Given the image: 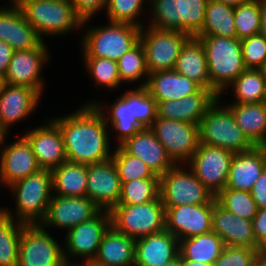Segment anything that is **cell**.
<instances>
[{"mask_svg": "<svg viewBox=\"0 0 266 266\" xmlns=\"http://www.w3.org/2000/svg\"><path fill=\"white\" fill-rule=\"evenodd\" d=\"M72 113L51 118L62 132L67 161L94 164L112 158L109 127L94 104H83Z\"/></svg>", "mask_w": 266, "mask_h": 266, "instance_id": "cell-1", "label": "cell"}, {"mask_svg": "<svg viewBox=\"0 0 266 266\" xmlns=\"http://www.w3.org/2000/svg\"><path fill=\"white\" fill-rule=\"evenodd\" d=\"M10 197H14L12 208L0 207V210L15 221L25 225L40 224L46 216L48 205L53 196L52 172L39 170L10 185Z\"/></svg>", "mask_w": 266, "mask_h": 266, "instance_id": "cell-2", "label": "cell"}, {"mask_svg": "<svg viewBox=\"0 0 266 266\" xmlns=\"http://www.w3.org/2000/svg\"><path fill=\"white\" fill-rule=\"evenodd\" d=\"M90 21H92L91 18L83 20L82 23L81 29H84V33L81 34V42H79L81 43L79 46L82 57L107 58L118 61L139 42L140 27L109 21L104 23L105 25L90 26Z\"/></svg>", "mask_w": 266, "mask_h": 266, "instance_id": "cell-3", "label": "cell"}, {"mask_svg": "<svg viewBox=\"0 0 266 266\" xmlns=\"http://www.w3.org/2000/svg\"><path fill=\"white\" fill-rule=\"evenodd\" d=\"M18 6L43 42L82 28L83 19L69 0H23Z\"/></svg>", "mask_w": 266, "mask_h": 266, "instance_id": "cell-4", "label": "cell"}, {"mask_svg": "<svg viewBox=\"0 0 266 266\" xmlns=\"http://www.w3.org/2000/svg\"><path fill=\"white\" fill-rule=\"evenodd\" d=\"M205 49L210 90L218 97L247 68L243 62L241 40L236 37L196 36Z\"/></svg>", "mask_w": 266, "mask_h": 266, "instance_id": "cell-5", "label": "cell"}, {"mask_svg": "<svg viewBox=\"0 0 266 266\" xmlns=\"http://www.w3.org/2000/svg\"><path fill=\"white\" fill-rule=\"evenodd\" d=\"M209 0H149L146 25L196 37L202 30Z\"/></svg>", "mask_w": 266, "mask_h": 266, "instance_id": "cell-6", "label": "cell"}, {"mask_svg": "<svg viewBox=\"0 0 266 266\" xmlns=\"http://www.w3.org/2000/svg\"><path fill=\"white\" fill-rule=\"evenodd\" d=\"M225 104L222 97H218L201 119L200 143L220 147L234 154L253 149L255 145L237 125L232 111Z\"/></svg>", "mask_w": 266, "mask_h": 266, "instance_id": "cell-7", "label": "cell"}, {"mask_svg": "<svg viewBox=\"0 0 266 266\" xmlns=\"http://www.w3.org/2000/svg\"><path fill=\"white\" fill-rule=\"evenodd\" d=\"M110 225V212L101 210L95 217L67 231L63 241L66 265L89 266L96 257L102 237Z\"/></svg>", "mask_w": 266, "mask_h": 266, "instance_id": "cell-8", "label": "cell"}, {"mask_svg": "<svg viewBox=\"0 0 266 266\" xmlns=\"http://www.w3.org/2000/svg\"><path fill=\"white\" fill-rule=\"evenodd\" d=\"M109 212L111 225L135 240L165 230V207L160 195L144 204H118Z\"/></svg>", "mask_w": 266, "mask_h": 266, "instance_id": "cell-9", "label": "cell"}, {"mask_svg": "<svg viewBox=\"0 0 266 266\" xmlns=\"http://www.w3.org/2000/svg\"><path fill=\"white\" fill-rule=\"evenodd\" d=\"M159 195L164 207L207 204L215 198L186 164H177L160 177Z\"/></svg>", "mask_w": 266, "mask_h": 266, "instance_id": "cell-10", "label": "cell"}, {"mask_svg": "<svg viewBox=\"0 0 266 266\" xmlns=\"http://www.w3.org/2000/svg\"><path fill=\"white\" fill-rule=\"evenodd\" d=\"M189 38L188 34L181 31L143 26L139 41L144 48L149 74L174 70L180 50Z\"/></svg>", "mask_w": 266, "mask_h": 266, "instance_id": "cell-11", "label": "cell"}, {"mask_svg": "<svg viewBox=\"0 0 266 266\" xmlns=\"http://www.w3.org/2000/svg\"><path fill=\"white\" fill-rule=\"evenodd\" d=\"M40 224L24 225L19 241L17 266H67L63 242Z\"/></svg>", "mask_w": 266, "mask_h": 266, "instance_id": "cell-12", "label": "cell"}, {"mask_svg": "<svg viewBox=\"0 0 266 266\" xmlns=\"http://www.w3.org/2000/svg\"><path fill=\"white\" fill-rule=\"evenodd\" d=\"M150 128L176 165L187 164L197 151L200 143L197 124L157 116Z\"/></svg>", "mask_w": 266, "mask_h": 266, "instance_id": "cell-13", "label": "cell"}, {"mask_svg": "<svg viewBox=\"0 0 266 266\" xmlns=\"http://www.w3.org/2000/svg\"><path fill=\"white\" fill-rule=\"evenodd\" d=\"M50 52L47 43L43 41L36 48L13 51L5 75L6 83L27 86L43 96L45 78L41 75L51 58Z\"/></svg>", "mask_w": 266, "mask_h": 266, "instance_id": "cell-14", "label": "cell"}, {"mask_svg": "<svg viewBox=\"0 0 266 266\" xmlns=\"http://www.w3.org/2000/svg\"><path fill=\"white\" fill-rule=\"evenodd\" d=\"M233 157L231 151L199 143L186 165L216 197L226 187Z\"/></svg>", "mask_w": 266, "mask_h": 266, "instance_id": "cell-15", "label": "cell"}, {"mask_svg": "<svg viewBox=\"0 0 266 266\" xmlns=\"http://www.w3.org/2000/svg\"><path fill=\"white\" fill-rule=\"evenodd\" d=\"M165 207V229L178 240L212 231L213 203Z\"/></svg>", "mask_w": 266, "mask_h": 266, "instance_id": "cell-16", "label": "cell"}, {"mask_svg": "<svg viewBox=\"0 0 266 266\" xmlns=\"http://www.w3.org/2000/svg\"><path fill=\"white\" fill-rule=\"evenodd\" d=\"M100 211L101 209L86 196L53 195L45 219L40 225L48 231L57 227L67 232L74 226L95 217Z\"/></svg>", "mask_w": 266, "mask_h": 266, "instance_id": "cell-17", "label": "cell"}, {"mask_svg": "<svg viewBox=\"0 0 266 266\" xmlns=\"http://www.w3.org/2000/svg\"><path fill=\"white\" fill-rule=\"evenodd\" d=\"M6 141L0 144V189L41 170L30 143L23 135L5 145Z\"/></svg>", "mask_w": 266, "mask_h": 266, "instance_id": "cell-18", "label": "cell"}, {"mask_svg": "<svg viewBox=\"0 0 266 266\" xmlns=\"http://www.w3.org/2000/svg\"><path fill=\"white\" fill-rule=\"evenodd\" d=\"M43 123L24 130L22 135L30 143L40 168L52 171L67 161V155L58 125L51 118Z\"/></svg>", "mask_w": 266, "mask_h": 266, "instance_id": "cell-19", "label": "cell"}, {"mask_svg": "<svg viewBox=\"0 0 266 266\" xmlns=\"http://www.w3.org/2000/svg\"><path fill=\"white\" fill-rule=\"evenodd\" d=\"M121 187L118 169L112 158L87 165L86 197L101 210L110 211L118 205Z\"/></svg>", "mask_w": 266, "mask_h": 266, "instance_id": "cell-20", "label": "cell"}, {"mask_svg": "<svg viewBox=\"0 0 266 266\" xmlns=\"http://www.w3.org/2000/svg\"><path fill=\"white\" fill-rule=\"evenodd\" d=\"M42 95L27 86L5 84L0 92V122L10 133L14 124L29 118L42 102Z\"/></svg>", "mask_w": 266, "mask_h": 266, "instance_id": "cell-21", "label": "cell"}, {"mask_svg": "<svg viewBox=\"0 0 266 266\" xmlns=\"http://www.w3.org/2000/svg\"><path fill=\"white\" fill-rule=\"evenodd\" d=\"M102 102L94 98L93 100H87L85 104H94L103 114L109 131H111V140L113 141L114 137L116 146H120L144 128L135 117L131 116L130 90L121 93L111 105L107 104L108 102L105 104ZM113 133L115 134L113 135Z\"/></svg>", "mask_w": 266, "mask_h": 266, "instance_id": "cell-22", "label": "cell"}, {"mask_svg": "<svg viewBox=\"0 0 266 266\" xmlns=\"http://www.w3.org/2000/svg\"><path fill=\"white\" fill-rule=\"evenodd\" d=\"M212 231L223 240L225 246L263 251L255 241L252 221L232 214L217 201L213 203Z\"/></svg>", "mask_w": 266, "mask_h": 266, "instance_id": "cell-23", "label": "cell"}, {"mask_svg": "<svg viewBox=\"0 0 266 266\" xmlns=\"http://www.w3.org/2000/svg\"><path fill=\"white\" fill-rule=\"evenodd\" d=\"M120 146L128 154L144 161L159 177L176 165L150 127L143 128Z\"/></svg>", "mask_w": 266, "mask_h": 266, "instance_id": "cell-24", "label": "cell"}, {"mask_svg": "<svg viewBox=\"0 0 266 266\" xmlns=\"http://www.w3.org/2000/svg\"><path fill=\"white\" fill-rule=\"evenodd\" d=\"M0 40L14 51L33 49L42 42L20 7L8 4L0 6Z\"/></svg>", "mask_w": 266, "mask_h": 266, "instance_id": "cell-25", "label": "cell"}, {"mask_svg": "<svg viewBox=\"0 0 266 266\" xmlns=\"http://www.w3.org/2000/svg\"><path fill=\"white\" fill-rule=\"evenodd\" d=\"M218 96L210 89L201 88L197 93L177 100H167L157 105L159 118L200 124L201 119Z\"/></svg>", "mask_w": 266, "mask_h": 266, "instance_id": "cell-26", "label": "cell"}, {"mask_svg": "<svg viewBox=\"0 0 266 266\" xmlns=\"http://www.w3.org/2000/svg\"><path fill=\"white\" fill-rule=\"evenodd\" d=\"M179 255V240L166 229L136 239L134 266H162Z\"/></svg>", "mask_w": 266, "mask_h": 266, "instance_id": "cell-27", "label": "cell"}, {"mask_svg": "<svg viewBox=\"0 0 266 266\" xmlns=\"http://www.w3.org/2000/svg\"><path fill=\"white\" fill-rule=\"evenodd\" d=\"M266 169V146L234 154L229 170L226 187L251 192V189Z\"/></svg>", "mask_w": 266, "mask_h": 266, "instance_id": "cell-28", "label": "cell"}, {"mask_svg": "<svg viewBox=\"0 0 266 266\" xmlns=\"http://www.w3.org/2000/svg\"><path fill=\"white\" fill-rule=\"evenodd\" d=\"M136 240L112 225L105 231L98 253L89 266H134Z\"/></svg>", "mask_w": 266, "mask_h": 266, "instance_id": "cell-29", "label": "cell"}, {"mask_svg": "<svg viewBox=\"0 0 266 266\" xmlns=\"http://www.w3.org/2000/svg\"><path fill=\"white\" fill-rule=\"evenodd\" d=\"M145 88L158 105L163 101L185 98L197 93L202 87L175 70H170L150 73Z\"/></svg>", "mask_w": 266, "mask_h": 266, "instance_id": "cell-30", "label": "cell"}, {"mask_svg": "<svg viewBox=\"0 0 266 266\" xmlns=\"http://www.w3.org/2000/svg\"><path fill=\"white\" fill-rule=\"evenodd\" d=\"M174 70L195 81L202 88L210 89L206 53L198 38L190 37L185 42L180 50Z\"/></svg>", "mask_w": 266, "mask_h": 266, "instance_id": "cell-31", "label": "cell"}, {"mask_svg": "<svg viewBox=\"0 0 266 266\" xmlns=\"http://www.w3.org/2000/svg\"><path fill=\"white\" fill-rule=\"evenodd\" d=\"M226 103L246 137L255 146H266V105L263 102Z\"/></svg>", "mask_w": 266, "mask_h": 266, "instance_id": "cell-32", "label": "cell"}, {"mask_svg": "<svg viewBox=\"0 0 266 266\" xmlns=\"http://www.w3.org/2000/svg\"><path fill=\"white\" fill-rule=\"evenodd\" d=\"M52 172L53 195L84 197L87 193V165L63 162Z\"/></svg>", "mask_w": 266, "mask_h": 266, "instance_id": "cell-33", "label": "cell"}, {"mask_svg": "<svg viewBox=\"0 0 266 266\" xmlns=\"http://www.w3.org/2000/svg\"><path fill=\"white\" fill-rule=\"evenodd\" d=\"M225 244L214 232L179 240V256L186 260L214 264L220 257Z\"/></svg>", "mask_w": 266, "mask_h": 266, "instance_id": "cell-34", "label": "cell"}, {"mask_svg": "<svg viewBox=\"0 0 266 266\" xmlns=\"http://www.w3.org/2000/svg\"><path fill=\"white\" fill-rule=\"evenodd\" d=\"M234 12V6L209 0L203 27L197 36L236 37Z\"/></svg>", "mask_w": 266, "mask_h": 266, "instance_id": "cell-35", "label": "cell"}, {"mask_svg": "<svg viewBox=\"0 0 266 266\" xmlns=\"http://www.w3.org/2000/svg\"><path fill=\"white\" fill-rule=\"evenodd\" d=\"M266 80L259 70L246 69L243 71L221 94H229L234 97L229 103L244 104V103H259L263 102L265 96ZM227 91V93H226Z\"/></svg>", "mask_w": 266, "mask_h": 266, "instance_id": "cell-36", "label": "cell"}, {"mask_svg": "<svg viewBox=\"0 0 266 266\" xmlns=\"http://www.w3.org/2000/svg\"><path fill=\"white\" fill-rule=\"evenodd\" d=\"M117 63L122 84H135L134 87L146 86L149 72L146 66L144 48L140 41L121 56ZM141 80L142 82L140 84L139 82Z\"/></svg>", "mask_w": 266, "mask_h": 266, "instance_id": "cell-37", "label": "cell"}, {"mask_svg": "<svg viewBox=\"0 0 266 266\" xmlns=\"http://www.w3.org/2000/svg\"><path fill=\"white\" fill-rule=\"evenodd\" d=\"M24 225L0 210V266H17Z\"/></svg>", "mask_w": 266, "mask_h": 266, "instance_id": "cell-38", "label": "cell"}, {"mask_svg": "<svg viewBox=\"0 0 266 266\" xmlns=\"http://www.w3.org/2000/svg\"><path fill=\"white\" fill-rule=\"evenodd\" d=\"M147 6L149 0H107L104 14L109 22L128 23L142 28L147 24L146 20L143 21V14L149 12Z\"/></svg>", "mask_w": 266, "mask_h": 266, "instance_id": "cell-39", "label": "cell"}, {"mask_svg": "<svg viewBox=\"0 0 266 266\" xmlns=\"http://www.w3.org/2000/svg\"><path fill=\"white\" fill-rule=\"evenodd\" d=\"M81 61L96 88L104 87L108 91H113L120 89L123 85L120 81L117 61L97 57H81Z\"/></svg>", "mask_w": 266, "mask_h": 266, "instance_id": "cell-40", "label": "cell"}, {"mask_svg": "<svg viewBox=\"0 0 266 266\" xmlns=\"http://www.w3.org/2000/svg\"><path fill=\"white\" fill-rule=\"evenodd\" d=\"M112 159L122 184L138 179L160 178L144 161L128 154L121 146H115Z\"/></svg>", "mask_w": 266, "mask_h": 266, "instance_id": "cell-41", "label": "cell"}, {"mask_svg": "<svg viewBox=\"0 0 266 266\" xmlns=\"http://www.w3.org/2000/svg\"><path fill=\"white\" fill-rule=\"evenodd\" d=\"M160 178L138 179L122 184L118 204H144L159 196Z\"/></svg>", "mask_w": 266, "mask_h": 266, "instance_id": "cell-42", "label": "cell"}, {"mask_svg": "<svg viewBox=\"0 0 266 266\" xmlns=\"http://www.w3.org/2000/svg\"><path fill=\"white\" fill-rule=\"evenodd\" d=\"M216 201L232 214L250 221L258 212L257 204L248 191L224 188L216 196Z\"/></svg>", "mask_w": 266, "mask_h": 266, "instance_id": "cell-43", "label": "cell"}, {"mask_svg": "<svg viewBox=\"0 0 266 266\" xmlns=\"http://www.w3.org/2000/svg\"><path fill=\"white\" fill-rule=\"evenodd\" d=\"M236 38L243 40L261 32L260 0H252L235 6Z\"/></svg>", "mask_w": 266, "mask_h": 266, "instance_id": "cell-44", "label": "cell"}, {"mask_svg": "<svg viewBox=\"0 0 266 266\" xmlns=\"http://www.w3.org/2000/svg\"><path fill=\"white\" fill-rule=\"evenodd\" d=\"M130 112L144 128L157 119V102L145 87L130 89Z\"/></svg>", "mask_w": 266, "mask_h": 266, "instance_id": "cell-45", "label": "cell"}, {"mask_svg": "<svg viewBox=\"0 0 266 266\" xmlns=\"http://www.w3.org/2000/svg\"><path fill=\"white\" fill-rule=\"evenodd\" d=\"M241 48L245 67L258 70L266 60V37L259 33L243 39Z\"/></svg>", "mask_w": 266, "mask_h": 266, "instance_id": "cell-46", "label": "cell"}, {"mask_svg": "<svg viewBox=\"0 0 266 266\" xmlns=\"http://www.w3.org/2000/svg\"><path fill=\"white\" fill-rule=\"evenodd\" d=\"M258 253L252 248L225 246L213 266H253Z\"/></svg>", "mask_w": 266, "mask_h": 266, "instance_id": "cell-47", "label": "cell"}, {"mask_svg": "<svg viewBox=\"0 0 266 266\" xmlns=\"http://www.w3.org/2000/svg\"><path fill=\"white\" fill-rule=\"evenodd\" d=\"M75 12L83 19H93L96 14L103 12L107 6V0H69Z\"/></svg>", "mask_w": 266, "mask_h": 266, "instance_id": "cell-48", "label": "cell"}, {"mask_svg": "<svg viewBox=\"0 0 266 266\" xmlns=\"http://www.w3.org/2000/svg\"><path fill=\"white\" fill-rule=\"evenodd\" d=\"M252 227L256 243L266 250V208L258 209L252 219Z\"/></svg>", "mask_w": 266, "mask_h": 266, "instance_id": "cell-49", "label": "cell"}, {"mask_svg": "<svg viewBox=\"0 0 266 266\" xmlns=\"http://www.w3.org/2000/svg\"><path fill=\"white\" fill-rule=\"evenodd\" d=\"M251 194L258 209L266 208V169L254 183Z\"/></svg>", "mask_w": 266, "mask_h": 266, "instance_id": "cell-50", "label": "cell"}, {"mask_svg": "<svg viewBox=\"0 0 266 266\" xmlns=\"http://www.w3.org/2000/svg\"><path fill=\"white\" fill-rule=\"evenodd\" d=\"M13 51L8 43L0 40V73L3 75H6Z\"/></svg>", "mask_w": 266, "mask_h": 266, "instance_id": "cell-51", "label": "cell"}, {"mask_svg": "<svg viewBox=\"0 0 266 266\" xmlns=\"http://www.w3.org/2000/svg\"><path fill=\"white\" fill-rule=\"evenodd\" d=\"M261 8V34L266 37V0H260Z\"/></svg>", "mask_w": 266, "mask_h": 266, "instance_id": "cell-52", "label": "cell"}, {"mask_svg": "<svg viewBox=\"0 0 266 266\" xmlns=\"http://www.w3.org/2000/svg\"><path fill=\"white\" fill-rule=\"evenodd\" d=\"M253 266H266V250L260 251L258 253Z\"/></svg>", "mask_w": 266, "mask_h": 266, "instance_id": "cell-53", "label": "cell"}, {"mask_svg": "<svg viewBox=\"0 0 266 266\" xmlns=\"http://www.w3.org/2000/svg\"><path fill=\"white\" fill-rule=\"evenodd\" d=\"M180 265L181 266H213V264H205L202 262L186 260L185 258H180Z\"/></svg>", "mask_w": 266, "mask_h": 266, "instance_id": "cell-54", "label": "cell"}, {"mask_svg": "<svg viewBox=\"0 0 266 266\" xmlns=\"http://www.w3.org/2000/svg\"><path fill=\"white\" fill-rule=\"evenodd\" d=\"M216 1L235 7V6H239L242 3L250 2L252 0H216Z\"/></svg>", "mask_w": 266, "mask_h": 266, "instance_id": "cell-55", "label": "cell"}, {"mask_svg": "<svg viewBox=\"0 0 266 266\" xmlns=\"http://www.w3.org/2000/svg\"><path fill=\"white\" fill-rule=\"evenodd\" d=\"M162 266H181L180 265V256L178 255L174 260H171Z\"/></svg>", "mask_w": 266, "mask_h": 266, "instance_id": "cell-56", "label": "cell"}, {"mask_svg": "<svg viewBox=\"0 0 266 266\" xmlns=\"http://www.w3.org/2000/svg\"><path fill=\"white\" fill-rule=\"evenodd\" d=\"M9 133L5 131V129L2 127L0 122V144L9 136H7Z\"/></svg>", "mask_w": 266, "mask_h": 266, "instance_id": "cell-57", "label": "cell"}, {"mask_svg": "<svg viewBox=\"0 0 266 266\" xmlns=\"http://www.w3.org/2000/svg\"><path fill=\"white\" fill-rule=\"evenodd\" d=\"M261 74L263 75V77L266 80V60L264 61V63L262 64V66L258 69Z\"/></svg>", "mask_w": 266, "mask_h": 266, "instance_id": "cell-58", "label": "cell"}, {"mask_svg": "<svg viewBox=\"0 0 266 266\" xmlns=\"http://www.w3.org/2000/svg\"><path fill=\"white\" fill-rule=\"evenodd\" d=\"M6 81H5V75H3L2 73H0V92L3 89V87L5 86Z\"/></svg>", "mask_w": 266, "mask_h": 266, "instance_id": "cell-59", "label": "cell"}, {"mask_svg": "<svg viewBox=\"0 0 266 266\" xmlns=\"http://www.w3.org/2000/svg\"><path fill=\"white\" fill-rule=\"evenodd\" d=\"M23 0H9V5H19Z\"/></svg>", "mask_w": 266, "mask_h": 266, "instance_id": "cell-60", "label": "cell"}, {"mask_svg": "<svg viewBox=\"0 0 266 266\" xmlns=\"http://www.w3.org/2000/svg\"><path fill=\"white\" fill-rule=\"evenodd\" d=\"M263 103L266 105V87H265V96H264V99H263Z\"/></svg>", "mask_w": 266, "mask_h": 266, "instance_id": "cell-61", "label": "cell"}]
</instances>
